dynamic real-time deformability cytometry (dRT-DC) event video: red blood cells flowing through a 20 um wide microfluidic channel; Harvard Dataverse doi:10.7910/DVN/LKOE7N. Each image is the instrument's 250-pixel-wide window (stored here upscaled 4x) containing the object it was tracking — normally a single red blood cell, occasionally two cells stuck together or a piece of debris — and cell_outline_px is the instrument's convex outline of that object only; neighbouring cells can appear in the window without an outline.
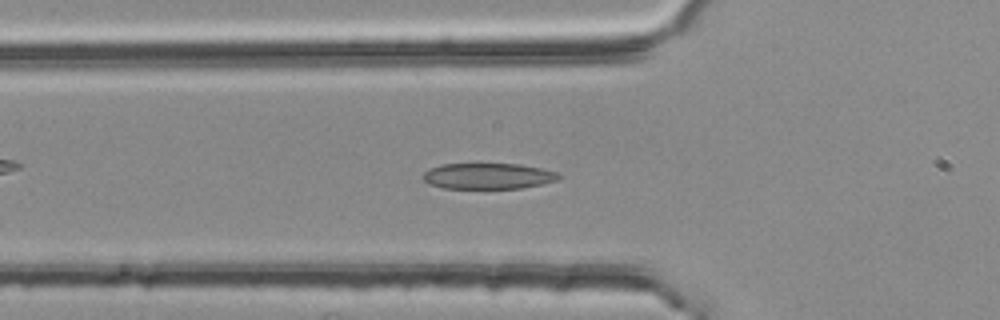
{"species": "common noctule bat (a hibernating species)", "species_latin": "Nyctalus noctula", "temperature_condition": "room temperature", "stored_images_in_passage": 47, "camera_frame_rate_fps": 3000, "um_per_image_px": 0.085, "animal": {"sex": "female", "body_mass_g": 25.1}, "frame": {"image": 1, "passage_image": 18, "time_ms": 5.667, "image_size_px": [1000, 320], "cell_outline_px": [[560, 176], [556, 180], [540, 184], [520, 188], [444, 188], [428, 184], [420, 176], [424, 172], [440, 164], [520, 164], [540, 168], [556, 172]], "centroid_in_image_um": [41.42, 14.96], "position_along_channel_um": 84.4, "area_um2": 20.29}}
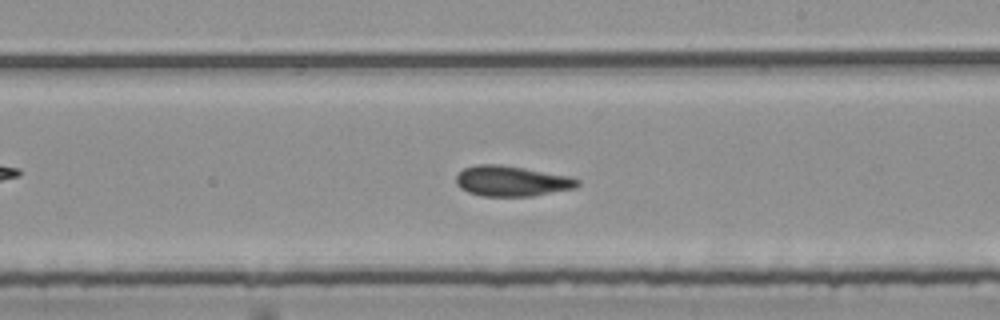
{"frame": {"image": 2, "passage_image": 31, "time_ms": 10.0, "image_size_px": [1000, 320], "cell_outline_px": [[580, 184], [576, 188], [532, 196], [480, 196], [468, 192], [460, 188], [456, 184], [456, 176], [464, 168], [476, 164], [500, 164], [524, 168], [568, 176], [580, 180]], "centroid_in_image_um": [43.48, 15.39], "position_along_channel_um": 245.5, "area_um2": 21.56}}
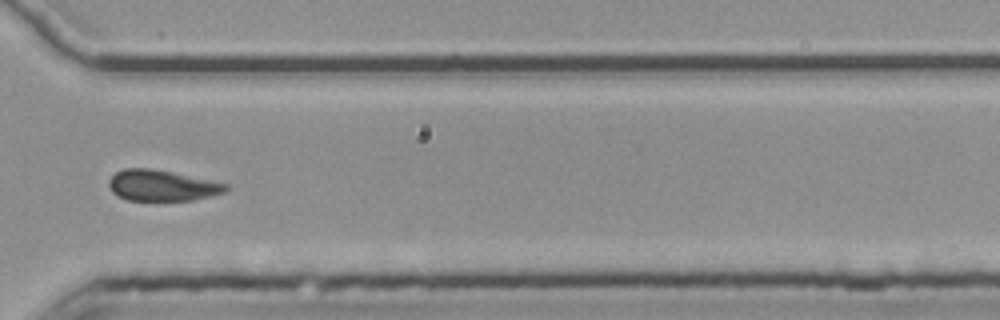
{"frame": {"image": 3, "passage_image": 40, "time_ms": 13.0, "image_size_px": [1000, 320], "cell_outline_px": [[228, 192], [192, 200], [128, 200], [116, 196], [112, 192], [108, 184], [108, 180], [116, 172], [124, 168], [152, 168], [228, 184]], "centroid_in_image_um": [13.75, 15.77], "position_along_channel_um": 356.9, "area_um2": 21.04}, "authors_computed_cell_mechanics": {"area_um2": 21.964, "velocity_mm_per_s": 3.716, "shape_relaxation_time_tau1_ms": 4.8615, "shape_relaxation_time_tau2_ms": 2.2544, "deformation_change_tau1": 0.1146, "deformation_change_tau2": 0.0948}}